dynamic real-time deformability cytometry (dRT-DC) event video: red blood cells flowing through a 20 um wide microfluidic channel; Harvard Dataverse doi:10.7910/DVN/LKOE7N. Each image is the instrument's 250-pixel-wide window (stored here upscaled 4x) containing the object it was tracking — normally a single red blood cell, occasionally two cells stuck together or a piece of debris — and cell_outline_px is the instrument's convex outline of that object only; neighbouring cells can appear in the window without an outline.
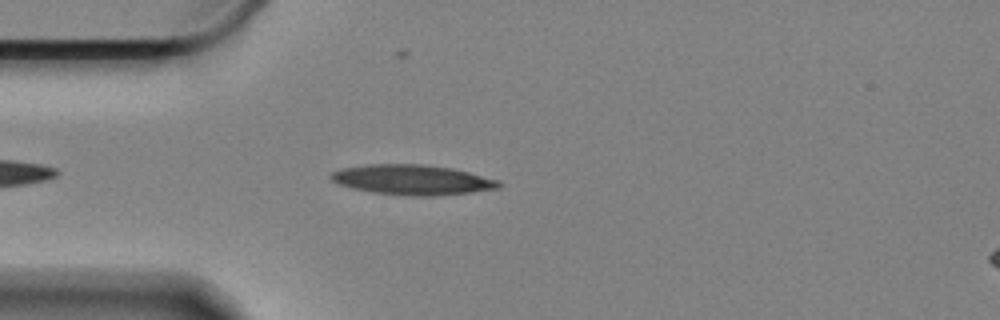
{"species": "Egyptian fruit bat (a non-hibernating species)", "species_latin": "Rousettus aegyptiacus", "temperature_condition": "cold", "stored_images_in_passage": 32, "camera_frame_rate_fps": 3000, "um_per_image_px": 0.085, "animal": {"sex": "female"}, "frame": {"image": 1, "passage_image": 5, "time_ms": 1.333, "image_size_px": [1000, 320], "cell_outline_px": [[504, 184], [500, 188], [468, 192], [432, 196], [412, 196], [372, 192], [352, 188], [336, 184], [328, 176], [332, 172], [340, 168], [368, 164], [420, 164], [452, 168], [500, 180]], "centroid_in_image_um": [35.02, 15.28], "position_along_channel_um": 50.0, "area_um2": 29.48}}
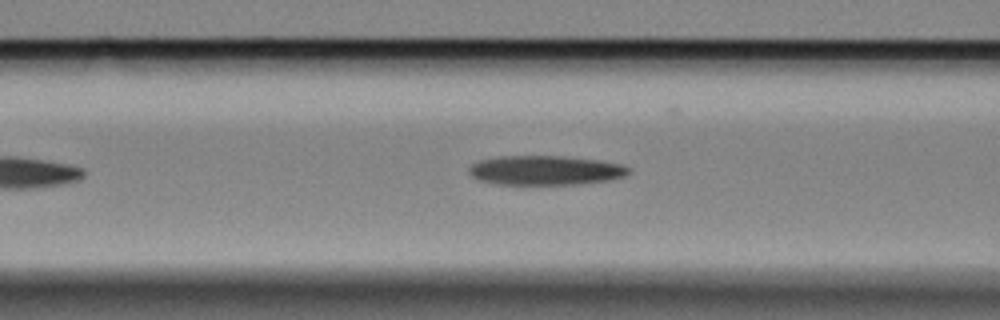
{"frame": {"image": 2, "passage_image": 12, "time_ms": 3.667, "image_size_px": [1000, 320], "cell_outline_px": [[632, 172], [624, 176], [612, 180], [580, 184], [496, 184], [480, 180], [472, 176], [468, 172], [468, 168], [472, 164], [480, 160], [500, 156], [564, 156], [600, 160], [620, 164], [632, 168]], "centroid_in_image_um": [46.4, 14.47], "position_along_channel_um": 120.2, "area_um2": 27.57}}
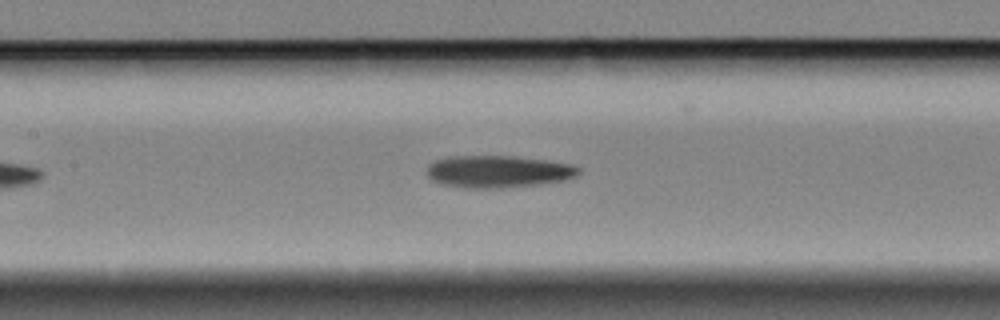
{"frame": {"image": 3, "passage_image": 16, "time_ms": 5.0, "image_size_px": [1000, 320], "cell_outline_px": [[580, 172], [576, 176], [564, 180], [540, 184], [500, 188], [464, 188], [440, 184], [432, 180], [424, 172], [428, 164], [436, 160], [448, 156], [516, 156], [548, 160], [572, 164], [580, 168]], "centroid_in_image_um": [42.31, 14.58], "position_along_channel_um": 165.1, "area_um2": 28.84}}